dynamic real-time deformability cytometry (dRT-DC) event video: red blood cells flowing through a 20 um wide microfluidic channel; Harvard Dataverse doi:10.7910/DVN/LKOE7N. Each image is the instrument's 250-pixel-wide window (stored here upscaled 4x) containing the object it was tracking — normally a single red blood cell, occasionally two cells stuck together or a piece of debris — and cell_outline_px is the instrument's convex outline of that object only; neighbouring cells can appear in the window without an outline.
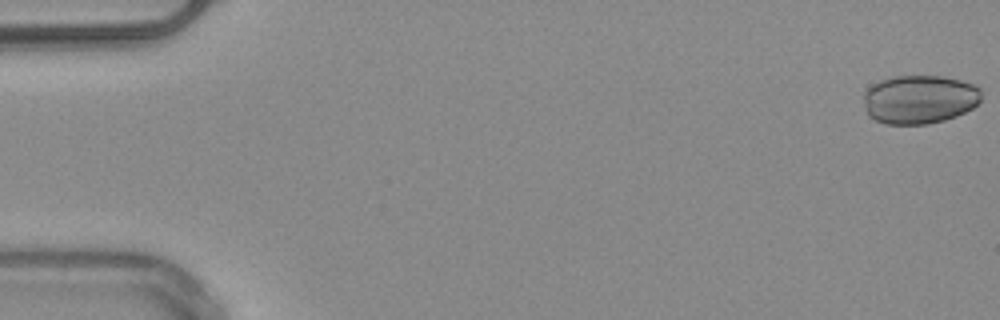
{"species": "common noctule bat (a hibernating species)", "species_latin": "Nyctalus noctula", "temperature_condition": "warm", "stored_images_in_passage": 51, "camera_frame_rate_fps": 3000, "um_per_image_px": 0.085, "animal": {"sex": "male", "body_mass_g": 20.4}, "frame": {"image": 1, "passage_image": 1, "time_ms": 0.0, "image_size_px": [1000, 320], "cell_outline_px": [[980, 100], [972, 108], [956, 116], [944, 120], [928, 124], [884, 124], [868, 116], [864, 100], [864, 92], [872, 84], [880, 80], [896, 76], [944, 76], [960, 80], [972, 84], [980, 88]], "centroid_in_image_um": [78.14, 8.44], "position_along_channel_um": 6.9, "area_um2": 33.41}}
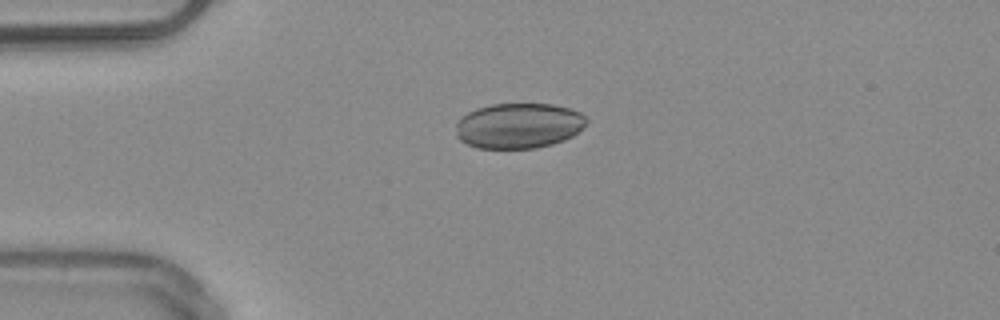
{"frame": {"image": 2, "passage_image": 13, "time_ms": 4.0, "image_size_px": [1000, 320], "cell_outline_px": [[588, 120], [572, 136], [564, 140], [552, 144], [536, 148], [476, 148], [460, 140], [456, 136], [456, 124], [468, 112], [476, 108], [492, 104], [552, 104], [568, 108], [580, 112]], "centroid_in_image_um": [44.07, 10.68], "position_along_channel_um": 40.9, "area_um2": 34.33}}
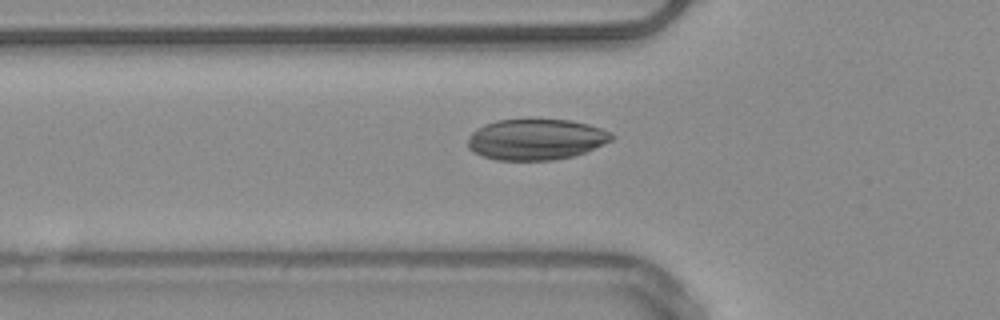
{"frame": {"image": 3, "passage_image": 18, "time_ms": 5.667, "image_size_px": [1000, 320], "cell_outline_px": [[616, 136], [612, 140], [584, 152], [572, 156], [552, 160], [496, 160], [480, 156], [472, 152], [468, 148], [468, 140], [472, 132], [476, 128], [484, 124], [496, 120], [568, 120], [588, 124], [612, 132]], "centroid_in_image_um": [45.53, 11.85], "position_along_channel_um": 80.3, "area_um2": 34.28}}